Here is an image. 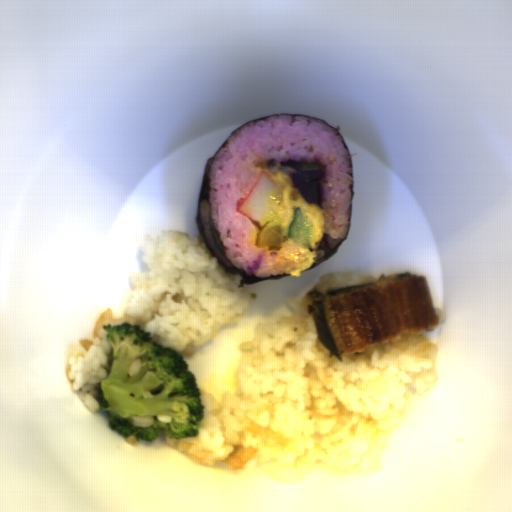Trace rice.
Here are the masks:
<instances>
[{
    "mask_svg": "<svg viewBox=\"0 0 512 512\" xmlns=\"http://www.w3.org/2000/svg\"><path fill=\"white\" fill-rule=\"evenodd\" d=\"M376 279L370 275H360L358 270H333L319 279L318 285L312 290H339L362 284L372 283Z\"/></svg>",
    "mask_w": 512,
    "mask_h": 512,
    "instance_id": "rice-3",
    "label": "rice"
},
{
    "mask_svg": "<svg viewBox=\"0 0 512 512\" xmlns=\"http://www.w3.org/2000/svg\"><path fill=\"white\" fill-rule=\"evenodd\" d=\"M157 419H158V422H161V423H171L172 422V417H169V416H164V415L158 414Z\"/></svg>",
    "mask_w": 512,
    "mask_h": 512,
    "instance_id": "rice-7",
    "label": "rice"
},
{
    "mask_svg": "<svg viewBox=\"0 0 512 512\" xmlns=\"http://www.w3.org/2000/svg\"><path fill=\"white\" fill-rule=\"evenodd\" d=\"M285 303L292 316L256 323L255 338L240 344L235 389L220 398L199 389L197 436L167 433V446L279 483L379 470L387 440L438 381V344L402 334L339 360L318 338L311 298Z\"/></svg>",
    "mask_w": 512,
    "mask_h": 512,
    "instance_id": "rice-1",
    "label": "rice"
},
{
    "mask_svg": "<svg viewBox=\"0 0 512 512\" xmlns=\"http://www.w3.org/2000/svg\"><path fill=\"white\" fill-rule=\"evenodd\" d=\"M131 419L133 426L137 428H148L154 423L153 417L150 415H133Z\"/></svg>",
    "mask_w": 512,
    "mask_h": 512,
    "instance_id": "rice-4",
    "label": "rice"
},
{
    "mask_svg": "<svg viewBox=\"0 0 512 512\" xmlns=\"http://www.w3.org/2000/svg\"><path fill=\"white\" fill-rule=\"evenodd\" d=\"M434 310H435L436 315H437V322L444 321L446 316H447L445 311H444V309L443 308H436V307H434Z\"/></svg>",
    "mask_w": 512,
    "mask_h": 512,
    "instance_id": "rice-6",
    "label": "rice"
},
{
    "mask_svg": "<svg viewBox=\"0 0 512 512\" xmlns=\"http://www.w3.org/2000/svg\"><path fill=\"white\" fill-rule=\"evenodd\" d=\"M316 161L324 166L322 241L312 250L284 237L282 248L256 247L259 226L237 212L259 174L297 172L269 163ZM209 209L216 235L229 262L248 275H292L313 266L349 233L352 167L346 145L326 122L302 116L280 115L253 120L234 131L214 156L208 181Z\"/></svg>",
    "mask_w": 512,
    "mask_h": 512,
    "instance_id": "rice-2",
    "label": "rice"
},
{
    "mask_svg": "<svg viewBox=\"0 0 512 512\" xmlns=\"http://www.w3.org/2000/svg\"><path fill=\"white\" fill-rule=\"evenodd\" d=\"M125 441L126 443H128L129 445H135L137 443V437H125Z\"/></svg>",
    "mask_w": 512,
    "mask_h": 512,
    "instance_id": "rice-8",
    "label": "rice"
},
{
    "mask_svg": "<svg viewBox=\"0 0 512 512\" xmlns=\"http://www.w3.org/2000/svg\"><path fill=\"white\" fill-rule=\"evenodd\" d=\"M141 368H142V359L140 358V359H137L132 362L127 374L129 376L133 377L141 371Z\"/></svg>",
    "mask_w": 512,
    "mask_h": 512,
    "instance_id": "rice-5",
    "label": "rice"
}]
</instances>
